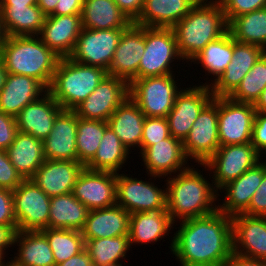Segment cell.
<instances>
[{
    "label": "cell",
    "instance_id": "d4e9b609",
    "mask_svg": "<svg viewBox=\"0 0 266 266\" xmlns=\"http://www.w3.org/2000/svg\"><path fill=\"white\" fill-rule=\"evenodd\" d=\"M62 110V107L47 91L36 101L26 105L15 117L18 131L43 141L49 136L56 116Z\"/></svg>",
    "mask_w": 266,
    "mask_h": 266
},
{
    "label": "cell",
    "instance_id": "cb8c5ba5",
    "mask_svg": "<svg viewBox=\"0 0 266 266\" xmlns=\"http://www.w3.org/2000/svg\"><path fill=\"white\" fill-rule=\"evenodd\" d=\"M262 160L263 158L239 178L228 182L220 189V193L225 192L224 201L218 204V210L221 213L233 216L243 213L249 207L253 194L266 173V165Z\"/></svg>",
    "mask_w": 266,
    "mask_h": 266
},
{
    "label": "cell",
    "instance_id": "7402d4cb",
    "mask_svg": "<svg viewBox=\"0 0 266 266\" xmlns=\"http://www.w3.org/2000/svg\"><path fill=\"white\" fill-rule=\"evenodd\" d=\"M82 30L81 14L45 17L38 37L61 58L69 57Z\"/></svg>",
    "mask_w": 266,
    "mask_h": 266
},
{
    "label": "cell",
    "instance_id": "7dc6e473",
    "mask_svg": "<svg viewBox=\"0 0 266 266\" xmlns=\"http://www.w3.org/2000/svg\"><path fill=\"white\" fill-rule=\"evenodd\" d=\"M0 225L17 226L13 206V191L0 188Z\"/></svg>",
    "mask_w": 266,
    "mask_h": 266
},
{
    "label": "cell",
    "instance_id": "7a4b0ae2",
    "mask_svg": "<svg viewBox=\"0 0 266 266\" xmlns=\"http://www.w3.org/2000/svg\"><path fill=\"white\" fill-rule=\"evenodd\" d=\"M194 167L191 165L176 173V176H168L164 180L167 187V212L174 224L179 219L183 221L203 217L218 210L216 203L220 200L219 192L212 182L203 177L202 171Z\"/></svg>",
    "mask_w": 266,
    "mask_h": 266
},
{
    "label": "cell",
    "instance_id": "9f6ffc18",
    "mask_svg": "<svg viewBox=\"0 0 266 266\" xmlns=\"http://www.w3.org/2000/svg\"><path fill=\"white\" fill-rule=\"evenodd\" d=\"M58 1L59 0H39L37 4L43 14L49 16L54 12Z\"/></svg>",
    "mask_w": 266,
    "mask_h": 266
},
{
    "label": "cell",
    "instance_id": "5bb4252c",
    "mask_svg": "<svg viewBox=\"0 0 266 266\" xmlns=\"http://www.w3.org/2000/svg\"><path fill=\"white\" fill-rule=\"evenodd\" d=\"M212 99L213 94L209 85L195 84L186 89L182 88L166 117L170 135L183 142L199 113Z\"/></svg>",
    "mask_w": 266,
    "mask_h": 266
},
{
    "label": "cell",
    "instance_id": "4316f807",
    "mask_svg": "<svg viewBox=\"0 0 266 266\" xmlns=\"http://www.w3.org/2000/svg\"><path fill=\"white\" fill-rule=\"evenodd\" d=\"M47 91L32 77L7 73L0 91V111L16 117L26 105L36 101Z\"/></svg>",
    "mask_w": 266,
    "mask_h": 266
},
{
    "label": "cell",
    "instance_id": "680465c9",
    "mask_svg": "<svg viewBox=\"0 0 266 266\" xmlns=\"http://www.w3.org/2000/svg\"><path fill=\"white\" fill-rule=\"evenodd\" d=\"M253 105L256 112L266 113V88Z\"/></svg>",
    "mask_w": 266,
    "mask_h": 266
},
{
    "label": "cell",
    "instance_id": "5b68a950",
    "mask_svg": "<svg viewBox=\"0 0 266 266\" xmlns=\"http://www.w3.org/2000/svg\"><path fill=\"white\" fill-rule=\"evenodd\" d=\"M103 68L60 58L48 92L65 110H74L106 77Z\"/></svg>",
    "mask_w": 266,
    "mask_h": 266
},
{
    "label": "cell",
    "instance_id": "d590c367",
    "mask_svg": "<svg viewBox=\"0 0 266 266\" xmlns=\"http://www.w3.org/2000/svg\"><path fill=\"white\" fill-rule=\"evenodd\" d=\"M129 154H131L130 150L108 126L94 158L85 168L93 171L120 173V169L122 170L124 164L130 160Z\"/></svg>",
    "mask_w": 266,
    "mask_h": 266
},
{
    "label": "cell",
    "instance_id": "3957f363",
    "mask_svg": "<svg viewBox=\"0 0 266 266\" xmlns=\"http://www.w3.org/2000/svg\"><path fill=\"white\" fill-rule=\"evenodd\" d=\"M172 29L178 52L189 64L209 42L228 31V23L218 0H199Z\"/></svg>",
    "mask_w": 266,
    "mask_h": 266
},
{
    "label": "cell",
    "instance_id": "2e32d148",
    "mask_svg": "<svg viewBox=\"0 0 266 266\" xmlns=\"http://www.w3.org/2000/svg\"><path fill=\"white\" fill-rule=\"evenodd\" d=\"M145 51V26L132 23L120 37L107 75L115 76L130 84L138 79V68Z\"/></svg>",
    "mask_w": 266,
    "mask_h": 266
},
{
    "label": "cell",
    "instance_id": "f5cc1de1",
    "mask_svg": "<svg viewBox=\"0 0 266 266\" xmlns=\"http://www.w3.org/2000/svg\"><path fill=\"white\" fill-rule=\"evenodd\" d=\"M17 226L0 225V252L7 257L10 247L14 246ZM7 252V253H6Z\"/></svg>",
    "mask_w": 266,
    "mask_h": 266
},
{
    "label": "cell",
    "instance_id": "f907efd6",
    "mask_svg": "<svg viewBox=\"0 0 266 266\" xmlns=\"http://www.w3.org/2000/svg\"><path fill=\"white\" fill-rule=\"evenodd\" d=\"M119 9L134 23L142 12L144 0H114Z\"/></svg>",
    "mask_w": 266,
    "mask_h": 266
},
{
    "label": "cell",
    "instance_id": "83f0119b",
    "mask_svg": "<svg viewBox=\"0 0 266 266\" xmlns=\"http://www.w3.org/2000/svg\"><path fill=\"white\" fill-rule=\"evenodd\" d=\"M129 225L130 213L115 204L107 208L91 210L81 233L85 241L111 238L129 235Z\"/></svg>",
    "mask_w": 266,
    "mask_h": 266
},
{
    "label": "cell",
    "instance_id": "816d5d0a",
    "mask_svg": "<svg viewBox=\"0 0 266 266\" xmlns=\"http://www.w3.org/2000/svg\"><path fill=\"white\" fill-rule=\"evenodd\" d=\"M84 0H59L51 15H75L82 14Z\"/></svg>",
    "mask_w": 266,
    "mask_h": 266
},
{
    "label": "cell",
    "instance_id": "be15d7a7",
    "mask_svg": "<svg viewBox=\"0 0 266 266\" xmlns=\"http://www.w3.org/2000/svg\"><path fill=\"white\" fill-rule=\"evenodd\" d=\"M5 257L1 252H0V266L3 264V262L5 261Z\"/></svg>",
    "mask_w": 266,
    "mask_h": 266
},
{
    "label": "cell",
    "instance_id": "ab89813d",
    "mask_svg": "<svg viewBox=\"0 0 266 266\" xmlns=\"http://www.w3.org/2000/svg\"><path fill=\"white\" fill-rule=\"evenodd\" d=\"M107 127L106 121L78 117L76 148L79 163L86 166L94 158Z\"/></svg>",
    "mask_w": 266,
    "mask_h": 266
},
{
    "label": "cell",
    "instance_id": "9c48e42d",
    "mask_svg": "<svg viewBox=\"0 0 266 266\" xmlns=\"http://www.w3.org/2000/svg\"><path fill=\"white\" fill-rule=\"evenodd\" d=\"M17 231H41L48 228L50 197L31 179H24L13 190Z\"/></svg>",
    "mask_w": 266,
    "mask_h": 266
},
{
    "label": "cell",
    "instance_id": "8d00e7d4",
    "mask_svg": "<svg viewBox=\"0 0 266 266\" xmlns=\"http://www.w3.org/2000/svg\"><path fill=\"white\" fill-rule=\"evenodd\" d=\"M233 37L227 31L220 38L209 42L191 61L194 64H201L207 76H211V82H215L226 70L232 60ZM207 71V72H206ZM214 77V78H212Z\"/></svg>",
    "mask_w": 266,
    "mask_h": 266
},
{
    "label": "cell",
    "instance_id": "d6986e66",
    "mask_svg": "<svg viewBox=\"0 0 266 266\" xmlns=\"http://www.w3.org/2000/svg\"><path fill=\"white\" fill-rule=\"evenodd\" d=\"M231 220L233 253L266 261V217L240 213Z\"/></svg>",
    "mask_w": 266,
    "mask_h": 266
},
{
    "label": "cell",
    "instance_id": "e7e4bbea",
    "mask_svg": "<svg viewBox=\"0 0 266 266\" xmlns=\"http://www.w3.org/2000/svg\"><path fill=\"white\" fill-rule=\"evenodd\" d=\"M266 155V150L262 153V155H261V159H262V157H264V155ZM265 158H266V156H265ZM265 165H266V160H265V162H264V160L262 161Z\"/></svg>",
    "mask_w": 266,
    "mask_h": 266
},
{
    "label": "cell",
    "instance_id": "91938a15",
    "mask_svg": "<svg viewBox=\"0 0 266 266\" xmlns=\"http://www.w3.org/2000/svg\"><path fill=\"white\" fill-rule=\"evenodd\" d=\"M6 76H7V71L5 69L2 59L0 58V91L4 86Z\"/></svg>",
    "mask_w": 266,
    "mask_h": 266
},
{
    "label": "cell",
    "instance_id": "44dd1931",
    "mask_svg": "<svg viewBox=\"0 0 266 266\" xmlns=\"http://www.w3.org/2000/svg\"><path fill=\"white\" fill-rule=\"evenodd\" d=\"M84 168L78 161L45 159L31 180L49 197L65 195L73 191Z\"/></svg>",
    "mask_w": 266,
    "mask_h": 266
},
{
    "label": "cell",
    "instance_id": "e0dca14e",
    "mask_svg": "<svg viewBox=\"0 0 266 266\" xmlns=\"http://www.w3.org/2000/svg\"><path fill=\"white\" fill-rule=\"evenodd\" d=\"M90 211L116 204V173L84 168L72 191Z\"/></svg>",
    "mask_w": 266,
    "mask_h": 266
},
{
    "label": "cell",
    "instance_id": "6da1fadb",
    "mask_svg": "<svg viewBox=\"0 0 266 266\" xmlns=\"http://www.w3.org/2000/svg\"><path fill=\"white\" fill-rule=\"evenodd\" d=\"M169 249L180 266L226 264L233 253L232 220L219 210L207 216L178 221Z\"/></svg>",
    "mask_w": 266,
    "mask_h": 266
},
{
    "label": "cell",
    "instance_id": "74e56055",
    "mask_svg": "<svg viewBox=\"0 0 266 266\" xmlns=\"http://www.w3.org/2000/svg\"><path fill=\"white\" fill-rule=\"evenodd\" d=\"M228 31L240 43L253 44L266 51V7L234 17Z\"/></svg>",
    "mask_w": 266,
    "mask_h": 266
},
{
    "label": "cell",
    "instance_id": "11a10c76",
    "mask_svg": "<svg viewBox=\"0 0 266 266\" xmlns=\"http://www.w3.org/2000/svg\"><path fill=\"white\" fill-rule=\"evenodd\" d=\"M226 264L227 266H266V261L247 258L232 253L231 257L229 258Z\"/></svg>",
    "mask_w": 266,
    "mask_h": 266
},
{
    "label": "cell",
    "instance_id": "ee69618b",
    "mask_svg": "<svg viewBox=\"0 0 266 266\" xmlns=\"http://www.w3.org/2000/svg\"><path fill=\"white\" fill-rule=\"evenodd\" d=\"M222 6L227 23L234 17L266 7V0H218Z\"/></svg>",
    "mask_w": 266,
    "mask_h": 266
},
{
    "label": "cell",
    "instance_id": "7c38bea8",
    "mask_svg": "<svg viewBox=\"0 0 266 266\" xmlns=\"http://www.w3.org/2000/svg\"><path fill=\"white\" fill-rule=\"evenodd\" d=\"M256 110L252 103L218 97V136L220 146L251 143Z\"/></svg>",
    "mask_w": 266,
    "mask_h": 266
},
{
    "label": "cell",
    "instance_id": "f35d334b",
    "mask_svg": "<svg viewBox=\"0 0 266 266\" xmlns=\"http://www.w3.org/2000/svg\"><path fill=\"white\" fill-rule=\"evenodd\" d=\"M85 249L90 254L93 266H122L127 252L132 249L129 235L111 238L89 239Z\"/></svg>",
    "mask_w": 266,
    "mask_h": 266
},
{
    "label": "cell",
    "instance_id": "277c9868",
    "mask_svg": "<svg viewBox=\"0 0 266 266\" xmlns=\"http://www.w3.org/2000/svg\"><path fill=\"white\" fill-rule=\"evenodd\" d=\"M0 58L7 73L32 77L48 90L61 57L38 36H5Z\"/></svg>",
    "mask_w": 266,
    "mask_h": 266
},
{
    "label": "cell",
    "instance_id": "94428289",
    "mask_svg": "<svg viewBox=\"0 0 266 266\" xmlns=\"http://www.w3.org/2000/svg\"><path fill=\"white\" fill-rule=\"evenodd\" d=\"M1 266H22V265L17 264L11 257V260L9 261L7 260V262L5 260Z\"/></svg>",
    "mask_w": 266,
    "mask_h": 266
},
{
    "label": "cell",
    "instance_id": "1f68e13d",
    "mask_svg": "<svg viewBox=\"0 0 266 266\" xmlns=\"http://www.w3.org/2000/svg\"><path fill=\"white\" fill-rule=\"evenodd\" d=\"M0 16L5 36H38L46 17L38 4L0 5Z\"/></svg>",
    "mask_w": 266,
    "mask_h": 266
},
{
    "label": "cell",
    "instance_id": "7bdbcfd3",
    "mask_svg": "<svg viewBox=\"0 0 266 266\" xmlns=\"http://www.w3.org/2000/svg\"><path fill=\"white\" fill-rule=\"evenodd\" d=\"M169 136V126L166 118L145 117L141 139V152L148 146L162 141Z\"/></svg>",
    "mask_w": 266,
    "mask_h": 266
},
{
    "label": "cell",
    "instance_id": "d6a6232c",
    "mask_svg": "<svg viewBox=\"0 0 266 266\" xmlns=\"http://www.w3.org/2000/svg\"><path fill=\"white\" fill-rule=\"evenodd\" d=\"M18 246L12 258L22 266H56L52 249L41 231H17L14 248Z\"/></svg>",
    "mask_w": 266,
    "mask_h": 266
},
{
    "label": "cell",
    "instance_id": "603a6c76",
    "mask_svg": "<svg viewBox=\"0 0 266 266\" xmlns=\"http://www.w3.org/2000/svg\"><path fill=\"white\" fill-rule=\"evenodd\" d=\"M77 122L78 116L74 110L63 109L56 116L49 136L43 140L47 160L77 161Z\"/></svg>",
    "mask_w": 266,
    "mask_h": 266
},
{
    "label": "cell",
    "instance_id": "f546056e",
    "mask_svg": "<svg viewBox=\"0 0 266 266\" xmlns=\"http://www.w3.org/2000/svg\"><path fill=\"white\" fill-rule=\"evenodd\" d=\"M145 115L130 99H126L107 120L109 128L120 141L132 152L136 147L141 153V139Z\"/></svg>",
    "mask_w": 266,
    "mask_h": 266
},
{
    "label": "cell",
    "instance_id": "ffe728a7",
    "mask_svg": "<svg viewBox=\"0 0 266 266\" xmlns=\"http://www.w3.org/2000/svg\"><path fill=\"white\" fill-rule=\"evenodd\" d=\"M147 175L168 177L189 167L182 141L171 135L140 153ZM187 164V165H186ZM187 166V167H186Z\"/></svg>",
    "mask_w": 266,
    "mask_h": 266
},
{
    "label": "cell",
    "instance_id": "ac0fdd59",
    "mask_svg": "<svg viewBox=\"0 0 266 266\" xmlns=\"http://www.w3.org/2000/svg\"><path fill=\"white\" fill-rule=\"evenodd\" d=\"M265 52L257 45L240 43L233 38L232 60L226 70L215 82L200 85H209L213 97H229Z\"/></svg>",
    "mask_w": 266,
    "mask_h": 266
},
{
    "label": "cell",
    "instance_id": "6125c7cd",
    "mask_svg": "<svg viewBox=\"0 0 266 266\" xmlns=\"http://www.w3.org/2000/svg\"><path fill=\"white\" fill-rule=\"evenodd\" d=\"M4 37H5V34H4V32H3V29H2V25H1V16H0V46H1L2 43H3Z\"/></svg>",
    "mask_w": 266,
    "mask_h": 266
},
{
    "label": "cell",
    "instance_id": "f1b7e54d",
    "mask_svg": "<svg viewBox=\"0 0 266 266\" xmlns=\"http://www.w3.org/2000/svg\"><path fill=\"white\" fill-rule=\"evenodd\" d=\"M199 0H144L141 14L134 24L146 27L172 28Z\"/></svg>",
    "mask_w": 266,
    "mask_h": 266
},
{
    "label": "cell",
    "instance_id": "ba28073f",
    "mask_svg": "<svg viewBox=\"0 0 266 266\" xmlns=\"http://www.w3.org/2000/svg\"><path fill=\"white\" fill-rule=\"evenodd\" d=\"M260 161L261 155L251 143H246L220 146L204 164L198 165L214 173L211 181L219 192L224 185L239 178Z\"/></svg>",
    "mask_w": 266,
    "mask_h": 266
},
{
    "label": "cell",
    "instance_id": "f6af8a7d",
    "mask_svg": "<svg viewBox=\"0 0 266 266\" xmlns=\"http://www.w3.org/2000/svg\"><path fill=\"white\" fill-rule=\"evenodd\" d=\"M23 180L10 162L6 150L0 149V188L13 191Z\"/></svg>",
    "mask_w": 266,
    "mask_h": 266
},
{
    "label": "cell",
    "instance_id": "8992f818",
    "mask_svg": "<svg viewBox=\"0 0 266 266\" xmlns=\"http://www.w3.org/2000/svg\"><path fill=\"white\" fill-rule=\"evenodd\" d=\"M175 74L134 79L129 84V98L139 107L145 117L166 118L172 110L180 79ZM177 83V84H176Z\"/></svg>",
    "mask_w": 266,
    "mask_h": 266
},
{
    "label": "cell",
    "instance_id": "4dcf8cb0",
    "mask_svg": "<svg viewBox=\"0 0 266 266\" xmlns=\"http://www.w3.org/2000/svg\"><path fill=\"white\" fill-rule=\"evenodd\" d=\"M6 152L10 162L23 179H31L46 159L43 141L20 131L17 132Z\"/></svg>",
    "mask_w": 266,
    "mask_h": 266
},
{
    "label": "cell",
    "instance_id": "52a82bcc",
    "mask_svg": "<svg viewBox=\"0 0 266 266\" xmlns=\"http://www.w3.org/2000/svg\"><path fill=\"white\" fill-rule=\"evenodd\" d=\"M176 59L177 62L183 60L177 49L174 30L145 26V51L139 63L138 78L174 74L172 67Z\"/></svg>",
    "mask_w": 266,
    "mask_h": 266
},
{
    "label": "cell",
    "instance_id": "6f0895ef",
    "mask_svg": "<svg viewBox=\"0 0 266 266\" xmlns=\"http://www.w3.org/2000/svg\"><path fill=\"white\" fill-rule=\"evenodd\" d=\"M36 4V0H0V5L31 6Z\"/></svg>",
    "mask_w": 266,
    "mask_h": 266
},
{
    "label": "cell",
    "instance_id": "30bf717a",
    "mask_svg": "<svg viewBox=\"0 0 266 266\" xmlns=\"http://www.w3.org/2000/svg\"><path fill=\"white\" fill-rule=\"evenodd\" d=\"M150 181L130 177V174L116 173V204L128 213H139L158 207H167V187L158 188L153 181L159 176L148 175ZM133 177V178H132Z\"/></svg>",
    "mask_w": 266,
    "mask_h": 266
},
{
    "label": "cell",
    "instance_id": "db71d44e",
    "mask_svg": "<svg viewBox=\"0 0 266 266\" xmlns=\"http://www.w3.org/2000/svg\"><path fill=\"white\" fill-rule=\"evenodd\" d=\"M56 266H93V263L90 254L84 249L79 254L72 256Z\"/></svg>",
    "mask_w": 266,
    "mask_h": 266
},
{
    "label": "cell",
    "instance_id": "484cf974",
    "mask_svg": "<svg viewBox=\"0 0 266 266\" xmlns=\"http://www.w3.org/2000/svg\"><path fill=\"white\" fill-rule=\"evenodd\" d=\"M173 226L167 207L130 214V246L156 243L171 234L169 231L174 228Z\"/></svg>",
    "mask_w": 266,
    "mask_h": 266
},
{
    "label": "cell",
    "instance_id": "b9f144b4",
    "mask_svg": "<svg viewBox=\"0 0 266 266\" xmlns=\"http://www.w3.org/2000/svg\"><path fill=\"white\" fill-rule=\"evenodd\" d=\"M266 88V52L258 59L242 79L237 89L229 96L237 102L254 104Z\"/></svg>",
    "mask_w": 266,
    "mask_h": 266
},
{
    "label": "cell",
    "instance_id": "4fadbf2b",
    "mask_svg": "<svg viewBox=\"0 0 266 266\" xmlns=\"http://www.w3.org/2000/svg\"><path fill=\"white\" fill-rule=\"evenodd\" d=\"M124 30L82 28L69 58L75 62L97 66L108 71Z\"/></svg>",
    "mask_w": 266,
    "mask_h": 266
},
{
    "label": "cell",
    "instance_id": "e575fe53",
    "mask_svg": "<svg viewBox=\"0 0 266 266\" xmlns=\"http://www.w3.org/2000/svg\"><path fill=\"white\" fill-rule=\"evenodd\" d=\"M90 210L73 193L50 197L48 228L81 231Z\"/></svg>",
    "mask_w": 266,
    "mask_h": 266
},
{
    "label": "cell",
    "instance_id": "c3c4849f",
    "mask_svg": "<svg viewBox=\"0 0 266 266\" xmlns=\"http://www.w3.org/2000/svg\"><path fill=\"white\" fill-rule=\"evenodd\" d=\"M251 144L260 155L266 150V113L255 114Z\"/></svg>",
    "mask_w": 266,
    "mask_h": 266
},
{
    "label": "cell",
    "instance_id": "8fae6325",
    "mask_svg": "<svg viewBox=\"0 0 266 266\" xmlns=\"http://www.w3.org/2000/svg\"><path fill=\"white\" fill-rule=\"evenodd\" d=\"M183 149L189 161L204 164L220 147L218 136V97L204 107L185 138ZM192 159V160H191Z\"/></svg>",
    "mask_w": 266,
    "mask_h": 266
},
{
    "label": "cell",
    "instance_id": "60d3db41",
    "mask_svg": "<svg viewBox=\"0 0 266 266\" xmlns=\"http://www.w3.org/2000/svg\"><path fill=\"white\" fill-rule=\"evenodd\" d=\"M52 249L56 265L79 254L85 249L81 231L73 229L46 228L41 230Z\"/></svg>",
    "mask_w": 266,
    "mask_h": 266
},
{
    "label": "cell",
    "instance_id": "03108f58",
    "mask_svg": "<svg viewBox=\"0 0 266 266\" xmlns=\"http://www.w3.org/2000/svg\"><path fill=\"white\" fill-rule=\"evenodd\" d=\"M215 266H227V264H223V265H215Z\"/></svg>",
    "mask_w": 266,
    "mask_h": 266
},
{
    "label": "cell",
    "instance_id": "bcb514c9",
    "mask_svg": "<svg viewBox=\"0 0 266 266\" xmlns=\"http://www.w3.org/2000/svg\"><path fill=\"white\" fill-rule=\"evenodd\" d=\"M17 132L15 117L0 111V149L6 150L13 143Z\"/></svg>",
    "mask_w": 266,
    "mask_h": 266
},
{
    "label": "cell",
    "instance_id": "9a60e30c",
    "mask_svg": "<svg viewBox=\"0 0 266 266\" xmlns=\"http://www.w3.org/2000/svg\"><path fill=\"white\" fill-rule=\"evenodd\" d=\"M129 98V84L115 76L106 75L95 91L74 111L83 119L106 121L126 99Z\"/></svg>",
    "mask_w": 266,
    "mask_h": 266
},
{
    "label": "cell",
    "instance_id": "681fc988",
    "mask_svg": "<svg viewBox=\"0 0 266 266\" xmlns=\"http://www.w3.org/2000/svg\"><path fill=\"white\" fill-rule=\"evenodd\" d=\"M248 216L266 217V173L253 194L249 207L243 212Z\"/></svg>",
    "mask_w": 266,
    "mask_h": 266
},
{
    "label": "cell",
    "instance_id": "836d02e7",
    "mask_svg": "<svg viewBox=\"0 0 266 266\" xmlns=\"http://www.w3.org/2000/svg\"><path fill=\"white\" fill-rule=\"evenodd\" d=\"M82 28L127 29L132 22L114 0H84L81 14Z\"/></svg>",
    "mask_w": 266,
    "mask_h": 266
}]
</instances>
